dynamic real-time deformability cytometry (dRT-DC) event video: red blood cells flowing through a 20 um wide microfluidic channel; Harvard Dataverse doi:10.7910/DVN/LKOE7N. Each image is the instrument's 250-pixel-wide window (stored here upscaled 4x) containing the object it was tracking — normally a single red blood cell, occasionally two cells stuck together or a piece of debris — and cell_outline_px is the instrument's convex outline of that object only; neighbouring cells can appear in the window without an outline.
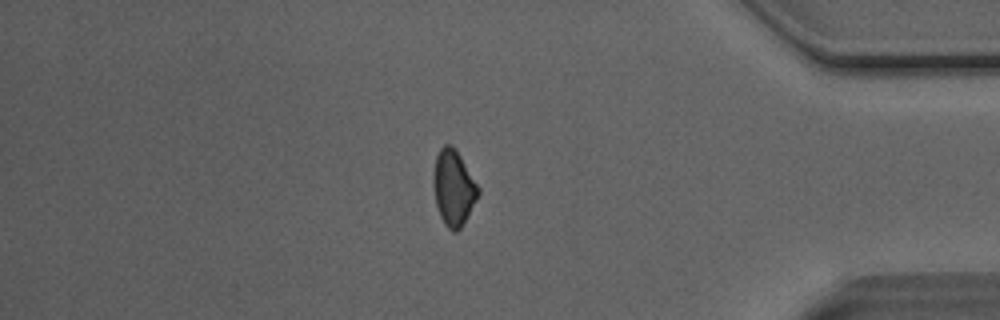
{"species": "Egyptian fruit bat (a non-hibernating species)", "species_latin": "Rousettus aegyptiacus", "temperature_condition": "room temperature", "stored_images_in_passage": 31, "segment_of_instrument_passage": [2, 2], "camera_frame_rate_fps": 3000, "um_per_image_px": 0.085, "animal": {"sex": "male"}, "frame": {"image": 1, "passage_image": 31, "time_ms": 10.0, "image_size_px": [1000, 320], "cell_outline_px": [[480, 192], [468, 216], [460, 228], [456, 232], [452, 232], [444, 224], [440, 216], [436, 204], [432, 184], [432, 176], [436, 156], [440, 148], [444, 144], [452, 144], [456, 148], [480, 188]], "centroid_in_image_um": [38.54, 15.94], "position_along_channel_um": 396.7, "area_um2": 20.0}}